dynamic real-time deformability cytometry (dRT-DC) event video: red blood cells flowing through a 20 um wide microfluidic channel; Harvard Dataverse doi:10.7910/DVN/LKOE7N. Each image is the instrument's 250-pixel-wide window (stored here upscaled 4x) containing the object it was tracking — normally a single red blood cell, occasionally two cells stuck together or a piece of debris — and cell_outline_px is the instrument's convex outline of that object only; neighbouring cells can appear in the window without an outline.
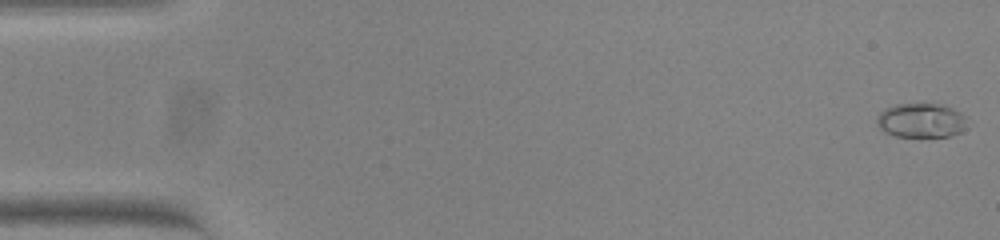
{"species": "common noctule bat (a hibernating species)", "species_latin": "Nyctalus noctula", "temperature_condition": "warm", "stored_images_in_passage": 15, "camera_frame_rate_fps": 3000, "um_per_image_px": 0.085, "animal": {"sex": "female", "body_mass_g": 23.0, "forearm_length_mm": 53.4}, "frame": {"image": 1, "passage_image": 1, "time_ms": 0.0, "image_size_px": [1000, 240], "cell_outline_px": [[964, 116], [960, 132], [952, 136], [896, 136], [884, 132], [876, 124], [876, 116], [884, 108], [896, 104], [940, 104], [952, 108], [960, 112]], "centroid_in_image_um": [78.2, 10.23], "position_along_channel_um": 6.8, "area_um2": 17.8}}